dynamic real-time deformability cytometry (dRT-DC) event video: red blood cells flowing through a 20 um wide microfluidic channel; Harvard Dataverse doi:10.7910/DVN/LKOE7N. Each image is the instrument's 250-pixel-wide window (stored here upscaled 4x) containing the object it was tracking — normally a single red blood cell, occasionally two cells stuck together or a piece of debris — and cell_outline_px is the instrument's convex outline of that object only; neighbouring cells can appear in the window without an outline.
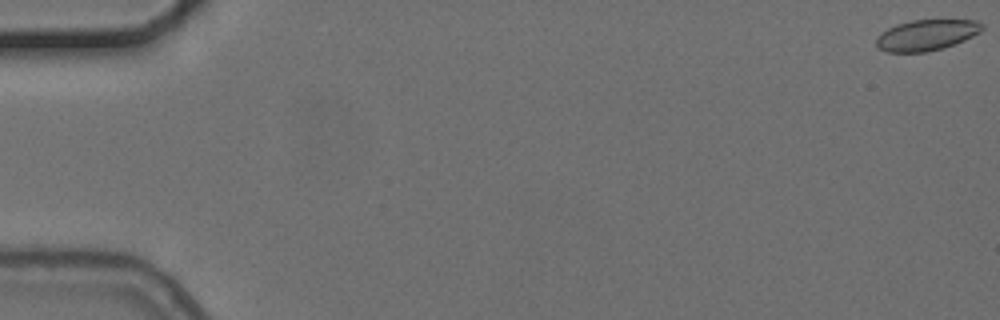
{"species": "common noctule bat (a hibernating species)", "species_latin": "Nyctalus noctula", "temperature_condition": "cold", "stored_images_in_passage": 2, "camera_frame_rate_fps": 3000, "um_per_image_px": 0.085, "animal": {"sex": "female", "body_mass_g": 24.6, "forearm_length_mm": 56.2}, "frame": {"image": 1, "passage_image": 1, "time_ms": 0.0, "image_size_px": [1000, 320], "cell_outline_px": [[984, 28], [980, 32], [964, 40], [944, 48], [928, 52], [888, 52], [876, 48], [876, 40], [880, 32], [896, 24], [912, 20], [976, 20], [984, 24]], "centroid_in_image_um": [78.74, 2.98], "position_along_channel_um": 6.3, "area_um2": 19.19}}